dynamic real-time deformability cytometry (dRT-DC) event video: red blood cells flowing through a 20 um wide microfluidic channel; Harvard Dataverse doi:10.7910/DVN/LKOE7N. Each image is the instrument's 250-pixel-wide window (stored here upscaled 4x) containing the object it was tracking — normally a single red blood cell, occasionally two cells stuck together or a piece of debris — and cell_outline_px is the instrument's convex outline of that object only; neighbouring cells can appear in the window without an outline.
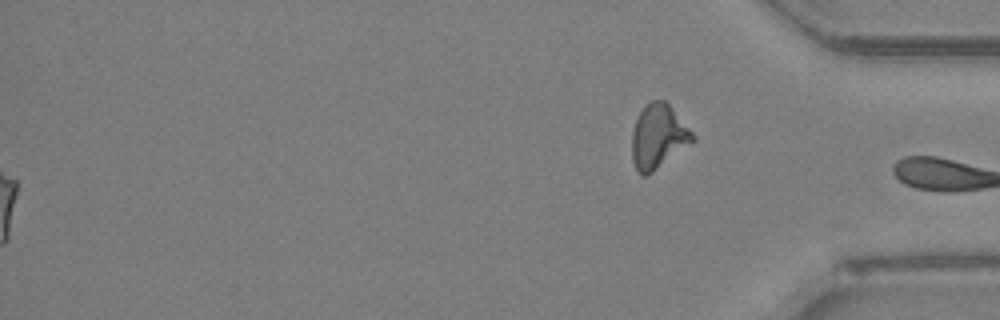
{"species": "Egyptian fruit bat (a non-hibernating species)", "species_latin": "Rousettus aegyptiacus", "temperature_condition": "room temperature", "stored_images_in_passage": 50, "segment_of_instrument_passage": [2, 2], "camera_frame_rate_fps": 3000, "um_per_image_px": 0.085, "animal": {"sex": "female"}, "frame": {"image": 1, "passage_image": 50, "time_ms": 16.333, "image_size_px": [1000, 320], "cell_outline_px": [[696, 140], [648, 176], [640, 176], [632, 160], [632, 132], [636, 120], [644, 104], [652, 100], [664, 100], [668, 104], [696, 136]], "centroid_in_image_um": [55.95, 11.63], "position_along_channel_um": 379.3, "area_um2": 22.77}}